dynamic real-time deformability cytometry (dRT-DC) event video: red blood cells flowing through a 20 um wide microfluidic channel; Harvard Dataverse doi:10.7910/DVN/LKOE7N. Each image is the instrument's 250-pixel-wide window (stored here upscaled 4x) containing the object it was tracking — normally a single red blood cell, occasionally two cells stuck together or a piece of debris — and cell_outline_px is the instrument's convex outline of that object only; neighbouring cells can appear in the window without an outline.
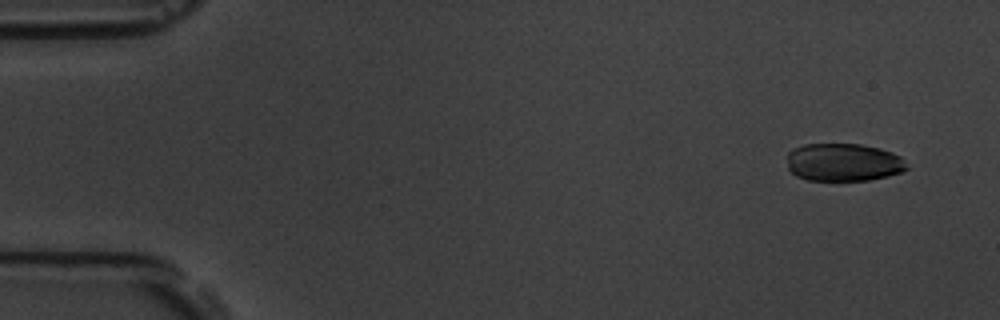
{"species": "common noctule bat (a hibernating species)", "species_latin": "Nyctalus noctula", "temperature_condition": "room temperature", "stored_images_in_passage": 4, "camera_frame_rate_fps": 3000, "um_per_image_px": 0.085, "animal": {"sex": "male", "body_mass_g": 19.5, "forearm_length_mm": 54.6}, "frame": {"image": 1, "passage_image": 1, "time_ms": 0.0, "image_size_px": [1000, 320], "cell_outline_px": [[908, 168], [900, 172], [888, 176], [868, 180], [808, 180], [796, 176], [788, 168], [788, 152], [792, 148], [804, 144], [860, 144], [880, 148], [892, 152], [900, 156]], "centroid_in_image_um": [71.67, 13.79], "position_along_channel_um": 13.3, "area_um2": 26.41}}